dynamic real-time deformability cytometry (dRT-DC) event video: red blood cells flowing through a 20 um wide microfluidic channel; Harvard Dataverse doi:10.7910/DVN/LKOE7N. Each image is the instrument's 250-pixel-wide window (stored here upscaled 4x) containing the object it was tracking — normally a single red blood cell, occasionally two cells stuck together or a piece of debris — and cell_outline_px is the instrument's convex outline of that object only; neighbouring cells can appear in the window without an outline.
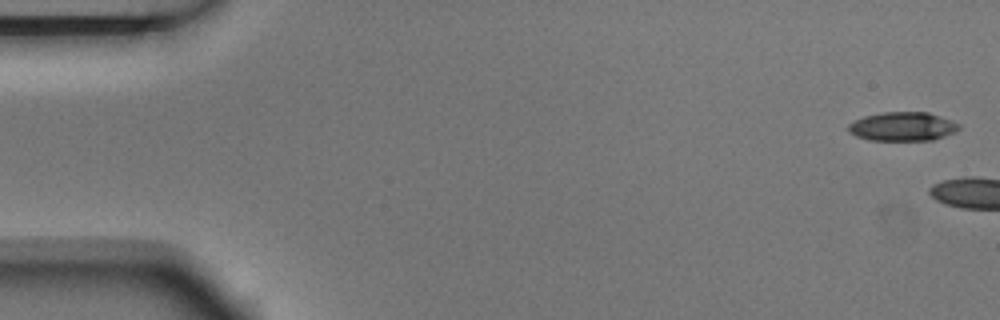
{"species": "Egyptian fruit bat (a non-hibernating species)", "species_latin": "Rousettus aegyptiacus", "temperature_condition": "room temperature", "stored_images_in_passage": 2, "camera_frame_rate_fps": 3000, "um_per_image_px": 0.085, "animal": {"sex": "male"}, "frame": {"image": 1, "passage_image": 1, "time_ms": 0.0, "image_size_px": [1000, 320], "cell_outline_px": [[960, 128], [956, 132], [932, 140], [868, 140], [856, 136], [848, 132], [848, 124], [864, 116], [884, 112], [928, 112], [952, 120], [960, 124]], "centroid_in_image_um": [76.74, 10.75], "position_along_channel_um": 8.3, "area_um2": 18.67}}